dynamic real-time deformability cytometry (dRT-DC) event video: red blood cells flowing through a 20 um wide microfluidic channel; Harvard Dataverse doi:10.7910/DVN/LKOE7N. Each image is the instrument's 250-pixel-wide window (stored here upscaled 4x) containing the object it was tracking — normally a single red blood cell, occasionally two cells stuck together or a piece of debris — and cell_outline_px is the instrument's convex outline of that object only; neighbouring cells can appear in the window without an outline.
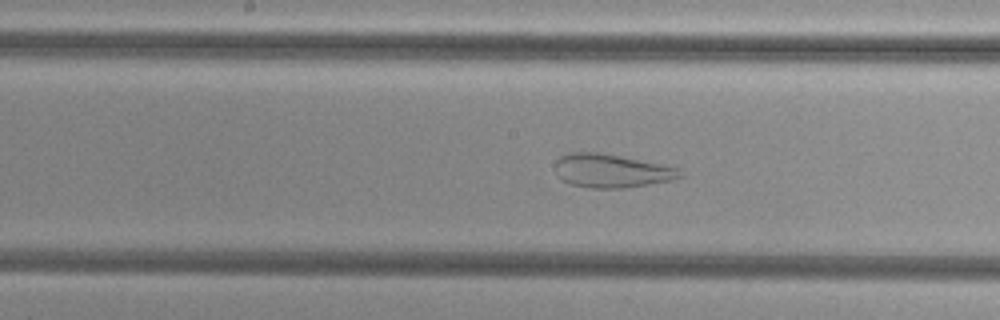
{"species": "common noctule bat (a hibernating species)", "species_latin": "Nyctalus noctula", "temperature_condition": "cold", "stored_images_in_passage": 51, "camera_frame_rate_fps": 3000, "um_per_image_px": 0.085, "animal": {"sex": "female", "body_mass_g": 29.2, "forearm_length_mm": 56.3}, "frame": {"image": 1, "passage_image": 27, "time_ms": 8.667, "image_size_px": [1000, 320], "cell_outline_px": [[684, 176], [672, 180], [624, 188], [588, 188], [572, 184], [560, 180], [556, 176], [556, 160], [560, 156], [568, 152], [596, 152], [620, 156], [660, 164], [676, 168]], "centroid_in_image_um": [51.91, 14.52], "position_along_channel_um": 196.3, "area_um2": 24.28}}
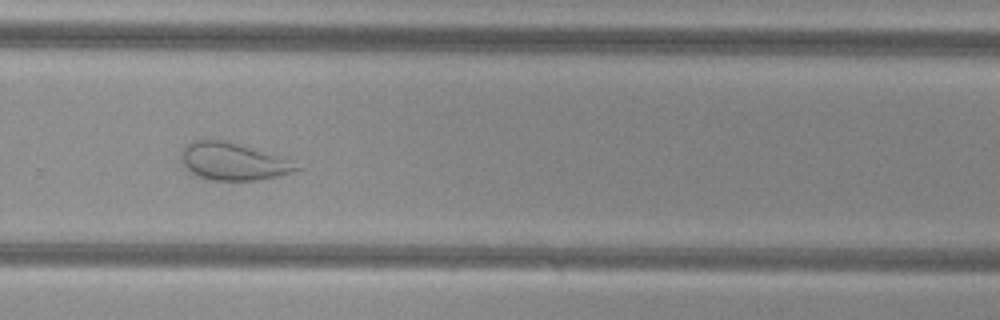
{"frame": {"image": 2, "passage_image": 36, "time_ms": 11.667, "image_size_px": [1000, 320], "cell_outline_px": [[304, 168], [292, 172], [276, 176], [256, 180], [208, 180], [188, 172], [180, 160], [180, 152], [192, 140], [204, 136], [224, 140], [280, 156]], "centroid_in_image_um": [19.72, 13.7], "position_along_channel_um": 310.1, "area_um2": 25.49}}
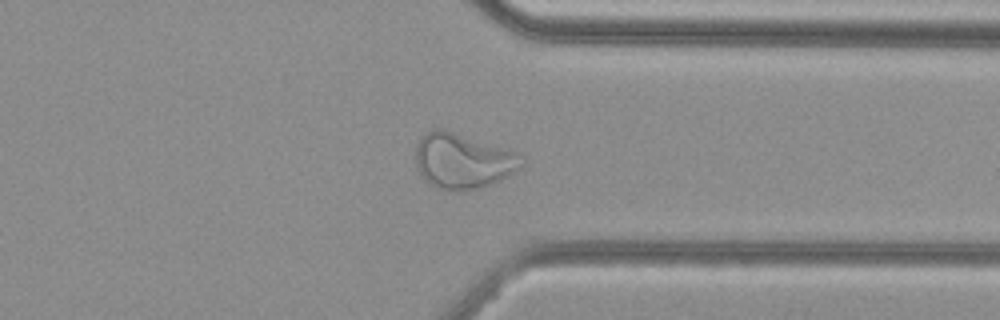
{"frame": {"image": 3, "passage_image": 41, "time_ms": 13.333, "image_size_px": [1000, 320], "cell_outline_px": [[524, 164], [520, 168], [508, 176], [500, 180], [476, 188], [436, 188], [424, 180], [416, 168], [416, 144], [432, 128], [444, 128], [524, 156]], "centroid_in_image_um": [39.31, 13.65], "position_along_channel_um": 372.1, "area_um2": 33.35}}